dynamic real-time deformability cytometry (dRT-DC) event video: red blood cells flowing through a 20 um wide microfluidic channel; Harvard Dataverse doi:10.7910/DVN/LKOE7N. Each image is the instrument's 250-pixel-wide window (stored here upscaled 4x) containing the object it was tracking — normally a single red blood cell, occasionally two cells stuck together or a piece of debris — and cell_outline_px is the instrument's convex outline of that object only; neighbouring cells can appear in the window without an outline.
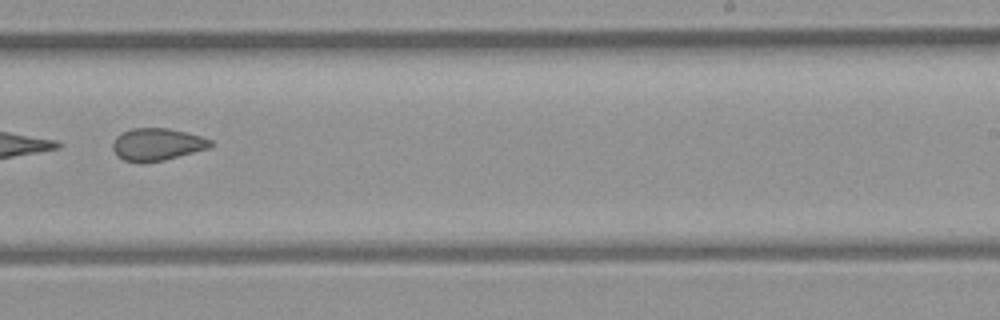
{"species": "common noctule bat (a hibernating species)", "species_latin": "Nyctalus noctula", "temperature_condition": "room temperature", "stored_images_in_passage": 31, "camera_frame_rate_fps": 3000, "um_per_image_px": 0.085, "animal": {"sex": "female", "body_mass_g": 21.9}, "frame": {"image": 1, "passage_image": 18, "time_ms": 5.667, "image_size_px": [1000, 320], "cell_outline_px": [[212, 144], [208, 148], [164, 160], [124, 160], [116, 156], [112, 148], [112, 144], [116, 136], [132, 128], [168, 128], [200, 136], [212, 140]], "centroid_in_image_um": [13.34, 12.24], "position_along_channel_um": 275.7, "area_um2": 17.86}}